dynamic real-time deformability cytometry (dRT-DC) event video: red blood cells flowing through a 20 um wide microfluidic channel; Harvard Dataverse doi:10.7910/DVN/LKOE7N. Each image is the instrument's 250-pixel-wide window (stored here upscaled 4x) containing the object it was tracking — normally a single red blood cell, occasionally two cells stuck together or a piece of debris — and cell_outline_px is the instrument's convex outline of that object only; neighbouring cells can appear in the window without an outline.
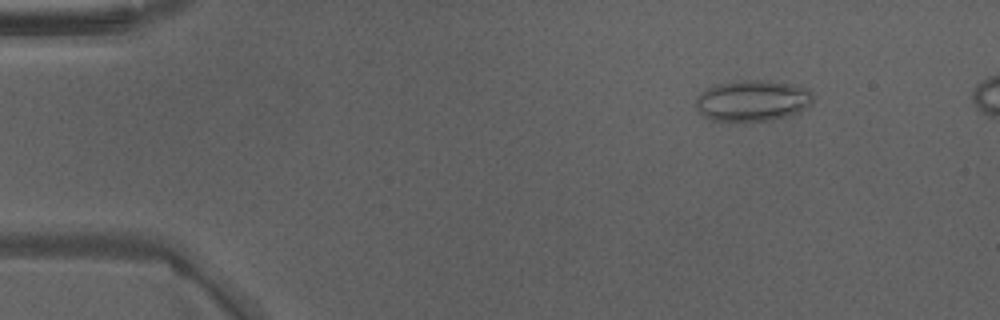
{"species": "Egyptian fruit bat (a non-hibernating species)", "species_latin": "Rousettus aegyptiacus", "temperature_condition": "warm", "stored_images_in_passage": 43, "camera_frame_rate_fps": 3000, "um_per_image_px": 0.085, "animal": {"sex": "male"}, "frame": {"image": 1, "passage_image": 2, "time_ms": 0.333, "image_size_px": [1000, 320], "cell_outline_px": [[812, 100], [804, 108], [796, 112], [784, 116], [768, 120], [712, 120], [704, 116], [696, 108], [696, 96], [708, 88], [716, 84], [736, 80], [764, 80], [788, 84], [808, 88], [812, 92]], "centroid_in_image_um": [63.91, 8.53], "position_along_channel_um": 21.1, "area_um2": 27.51}}
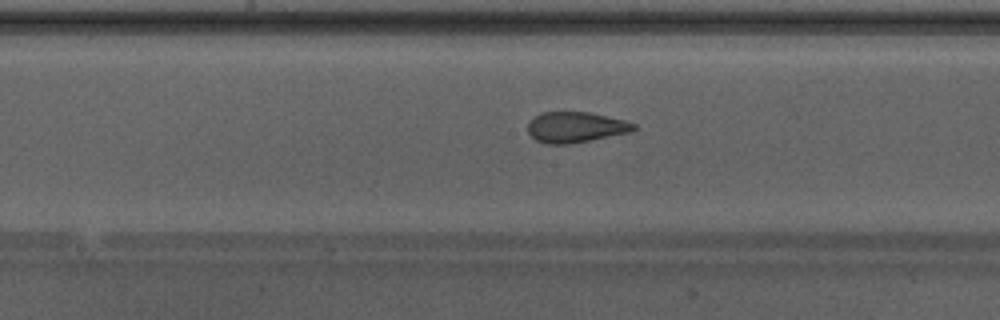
{"frame": {"image": 2, "passage_image": 21, "time_ms": 6.667, "image_size_px": [1000, 320], "cell_outline_px": [[636, 128], [632, 132], [568, 144], [544, 144], [536, 140], [528, 132], [528, 120], [540, 112], [588, 112], [624, 120], [636, 124]], "centroid_in_image_um": [48.9, 10.81], "position_along_channel_um": 199.3, "area_um2": 18.96}}
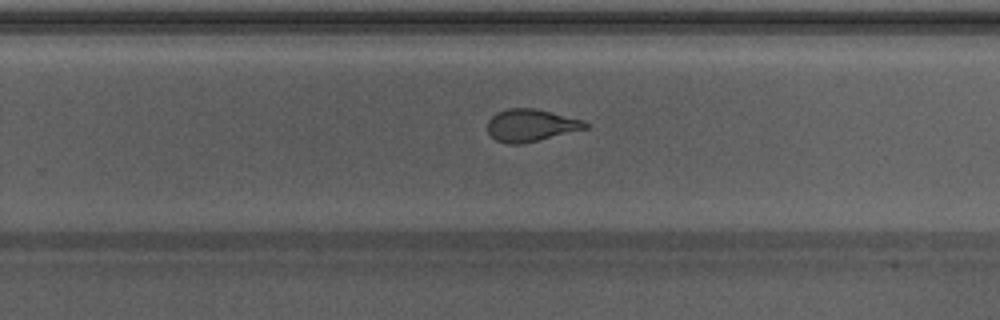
{"frame": {"image": 3, "passage_image": 27, "time_ms": 8.667, "image_size_px": [1000, 320], "cell_outline_px": [[588, 128], [520, 144], [508, 144], [496, 140], [488, 132], [488, 120], [496, 112], [508, 108], [536, 108], [580, 120], [588, 124]], "centroid_in_image_um": [45.07, 10.64], "position_along_channel_um": 284.7, "area_um2": 18.09}}